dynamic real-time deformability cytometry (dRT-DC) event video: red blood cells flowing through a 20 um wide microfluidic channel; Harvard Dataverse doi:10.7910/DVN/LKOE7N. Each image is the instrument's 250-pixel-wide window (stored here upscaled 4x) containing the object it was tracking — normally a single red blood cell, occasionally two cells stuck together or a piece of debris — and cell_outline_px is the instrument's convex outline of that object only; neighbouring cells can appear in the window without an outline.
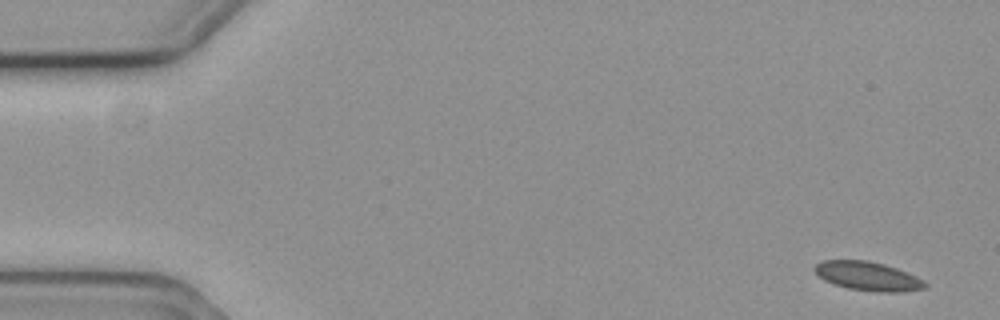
{"species": "common noctule bat (a hibernating species)", "species_latin": "Nyctalus noctula", "temperature_condition": "cold", "stored_images_in_passage": 6, "camera_frame_rate_fps": 3000, "um_per_image_px": 0.085, "animal": {"sex": "female", "body_mass_g": 19.3, "forearm_length_mm": 54.1}, "frame": {"image": 1, "passage_image": 1, "time_ms": 0.0, "image_size_px": [1000, 320], "cell_outline_px": [[928, 284], [924, 288], [900, 292], [880, 292], [848, 288], [824, 280], [812, 268], [816, 264], [824, 260], [868, 260], [884, 264], [896, 268], [916, 276], [924, 280]], "centroid_in_image_um": [73.78, 23.46], "position_along_channel_um": 11.2, "area_um2": 18.44}}